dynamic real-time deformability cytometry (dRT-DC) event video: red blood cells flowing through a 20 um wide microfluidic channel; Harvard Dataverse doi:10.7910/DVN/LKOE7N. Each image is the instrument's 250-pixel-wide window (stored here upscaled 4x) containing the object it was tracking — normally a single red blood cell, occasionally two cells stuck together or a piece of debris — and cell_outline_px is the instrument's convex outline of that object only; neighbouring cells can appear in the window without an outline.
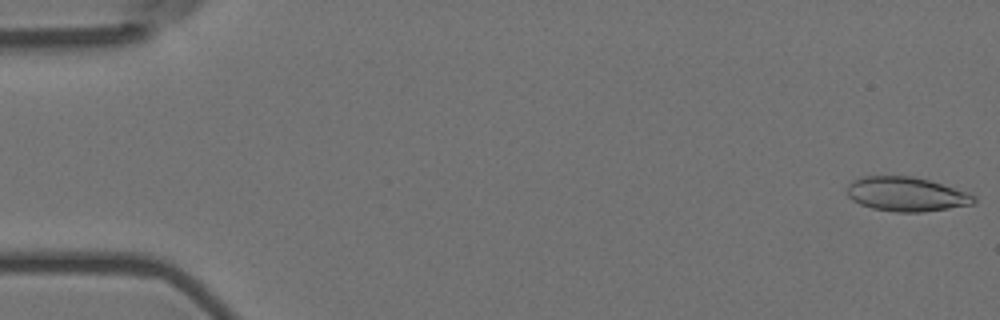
{"species": "Egyptian fruit bat (a non-hibernating species)", "species_latin": "Rousettus aegyptiacus", "temperature_condition": "room temperature", "stored_images_in_passage": 32, "camera_frame_rate_fps": 3000, "um_per_image_px": 0.085, "animal": {"sex": "female"}, "frame": {"image": 1, "passage_image": 1, "time_ms": 0.0, "image_size_px": [1000, 320], "cell_outline_px": [[976, 204], [924, 212], [896, 212], [872, 208], [860, 204], [852, 200], [848, 196], [848, 184], [852, 180], [860, 176], [912, 176], [928, 180], [968, 192], [976, 196]], "centroid_in_image_um": [77.05, 16.51], "position_along_channel_um": 7.9, "area_um2": 25.49}}
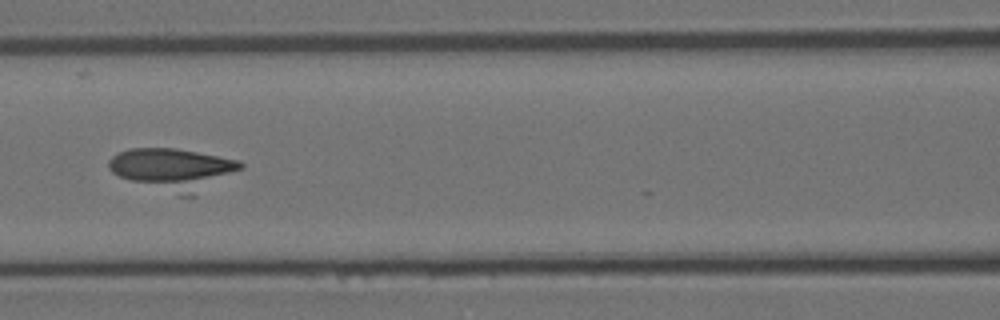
{"frame": {"image": 2, "passage_image": 24, "time_ms": 7.667, "image_size_px": [1000, 320], "cell_outline_px": [[244, 168], [196, 196], [180, 196], [120, 176], [112, 172], [108, 168], [108, 160], [112, 156], [128, 148], [176, 148], [240, 160], [244, 164]], "centroid_in_image_um": [14.78, 14.37], "position_along_channel_um": 151.8, "area_um2": 32.02}}
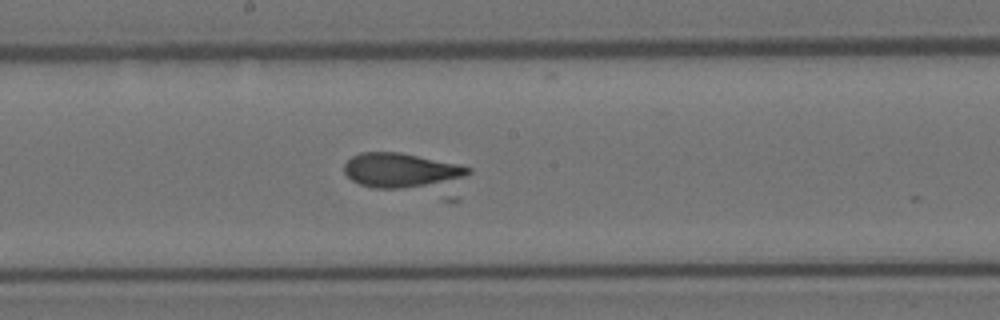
{"frame": {"image": 3, "passage_image": 29, "time_ms": 9.333, "image_size_px": [1000, 320], "cell_outline_px": [[472, 172], [456, 180], [436, 184], [400, 188], [372, 188], [360, 184], [352, 180], [344, 172], [344, 164], [352, 156], [360, 152], [400, 152], [460, 164], [472, 168]], "centroid_in_image_um": [34.09, 14.46], "position_along_channel_um": 214.1, "area_um2": 24.91}}